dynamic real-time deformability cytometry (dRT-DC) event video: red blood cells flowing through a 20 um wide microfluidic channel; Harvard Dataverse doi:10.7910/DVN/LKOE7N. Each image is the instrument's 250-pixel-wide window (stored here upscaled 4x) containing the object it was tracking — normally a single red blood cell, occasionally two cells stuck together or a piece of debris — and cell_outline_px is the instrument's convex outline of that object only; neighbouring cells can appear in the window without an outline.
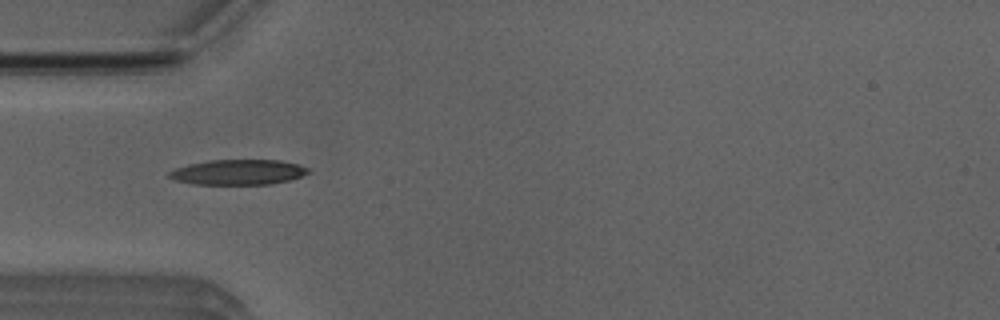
{"species": "Egyptian fruit bat (a non-hibernating species)", "species_latin": "Rousettus aegyptiacus", "temperature_condition": "room temperature", "stored_images_in_passage": 39, "camera_frame_rate_fps": 3000, "um_per_image_px": 0.085, "animal": {"sex": "male"}, "frame": {"image": 1, "passage_image": 4, "time_ms": 1.0, "image_size_px": [1000, 320], "cell_outline_px": [[308, 172], [300, 176], [284, 180], [264, 184], [200, 184], [180, 180], [168, 176], [172, 172], [180, 168], [196, 164], [216, 160], [272, 160], [296, 164], [304, 168]], "centroid_in_image_um": [20.28, 14.63], "position_along_channel_um": 64.7, "area_um2": 18.96}}
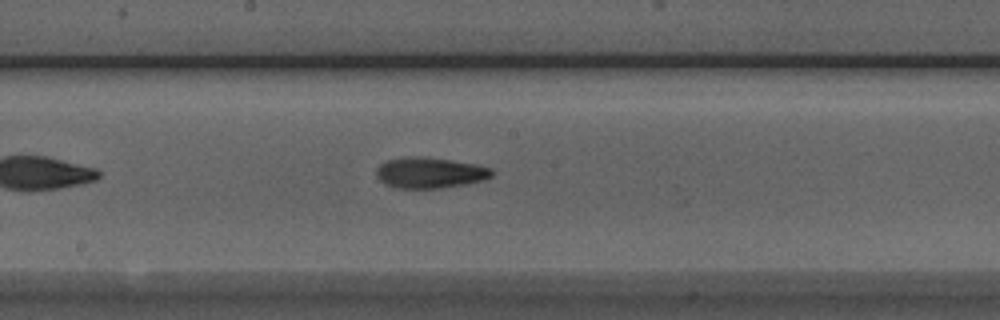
{"frame": {"image": 2, "passage_image": 15, "time_ms": 4.667, "image_size_px": [1000, 320], "cell_outline_px": [[492, 172], [488, 176], [476, 180], [432, 188], [404, 188], [392, 184], [384, 180], [380, 176], [380, 168], [384, 164], [392, 160], [444, 160], [468, 164], [488, 168]], "centroid_in_image_um": [36.57, 14.72], "position_along_channel_um": 211.6, "area_um2": 17.51}}
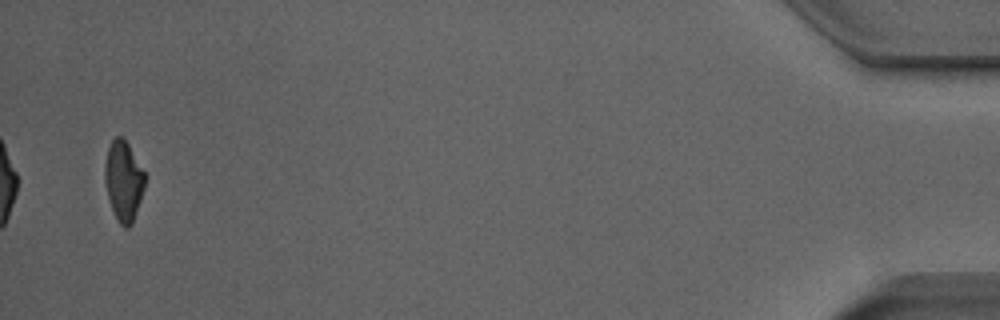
{"frame": {"image": 3, "passage_image": 38, "time_ms": 12.333, "image_size_px": [1000, 320], "cell_outline_px": [[144, 184], [132, 220], [128, 224], [120, 224], [112, 208], [108, 196], [108, 148], [112, 140], [116, 136], [120, 136], [128, 144], [144, 172]], "centroid_in_image_um": [10.53, 15.31], "position_along_channel_um": 424.7, "area_um2": 16.76}, "authors_computed_cell_mechanics": {"area_um2": 17.7446, "velocity_mm_per_s": 4.0024, "shape_relaxation_time_tau1_ms": 7.8631, "shape_relaxation_time_tau2_ms": 3.1561, "deformation_change_tau1": 0.2046, "deformation_change_tau2": 0.1102}}